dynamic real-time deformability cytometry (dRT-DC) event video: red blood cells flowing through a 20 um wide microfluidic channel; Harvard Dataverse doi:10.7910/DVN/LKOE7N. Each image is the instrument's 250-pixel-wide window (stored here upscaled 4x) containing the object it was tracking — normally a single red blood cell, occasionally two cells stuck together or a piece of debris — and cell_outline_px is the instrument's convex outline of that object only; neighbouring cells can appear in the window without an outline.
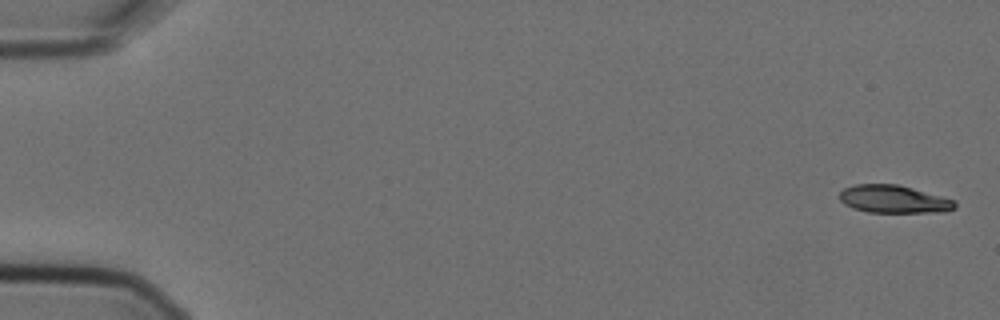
{"species": "Egyptian fruit bat (a non-hibernating species)", "species_latin": "Rousettus aegyptiacus", "temperature_condition": "cold", "stored_images_in_passage": 4, "camera_frame_rate_fps": 3000, "um_per_image_px": 0.085, "animal": {"sex": "female"}, "frame": {"image": 1, "passage_image": 1, "time_ms": 0.0, "image_size_px": [1000, 320], "cell_outline_px": [[956, 208], [944, 212], [868, 212], [852, 208], [844, 204], [840, 200], [840, 192], [844, 188], [856, 184], [900, 184], [956, 200]], "centroid_in_image_um": [75.99, 16.92], "position_along_channel_um": 9.0, "area_um2": 18.84}}
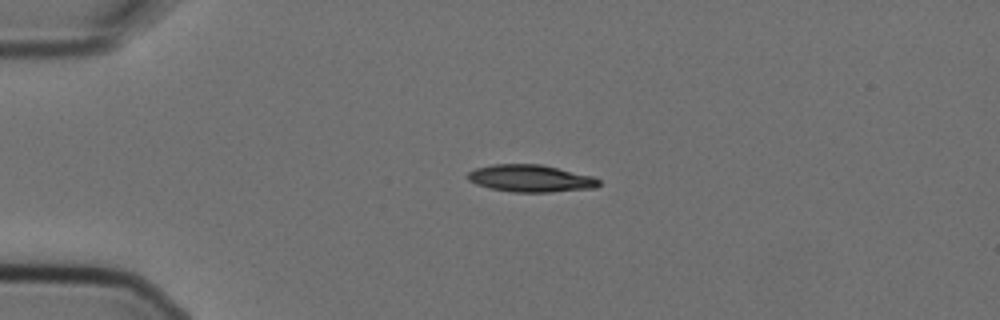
{"frame": {"image": 2, "passage_image": 4, "time_ms": 1.0, "image_size_px": [1000, 320], "cell_outline_px": [[600, 184], [596, 188], [552, 192], [512, 192], [488, 188], [476, 184], [468, 180], [468, 172], [476, 168], [492, 164], [540, 164], [592, 176], [600, 180]], "centroid_in_image_um": [45.09, 15.17], "position_along_channel_um": 39.9, "area_um2": 20.81}}